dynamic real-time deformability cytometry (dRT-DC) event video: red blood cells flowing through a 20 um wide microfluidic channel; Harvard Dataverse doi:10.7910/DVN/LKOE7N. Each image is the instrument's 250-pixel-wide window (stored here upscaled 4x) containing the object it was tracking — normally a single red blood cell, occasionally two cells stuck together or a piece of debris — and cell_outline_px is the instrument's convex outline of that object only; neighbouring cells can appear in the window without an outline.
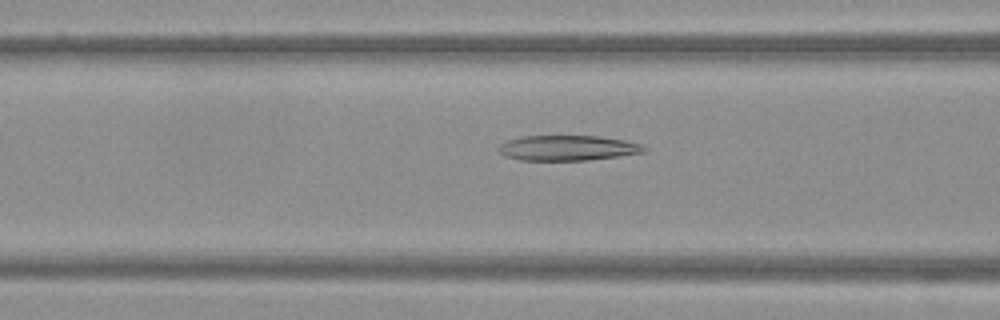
{"species": "Egyptian fruit bat (a non-hibernating species)", "species_latin": "Rousettus aegyptiacus", "temperature_condition": "warm", "stored_images_in_passage": 17, "camera_frame_rate_fps": 3000, "um_per_image_px": 0.085, "frame": {"image": 1, "passage_image": 15, "time_ms": 4.667, "image_size_px": [1000, 320], "cell_outline_px": [[648, 148], [644, 152], [588, 160], [520, 160], [504, 156], [496, 148], [500, 144], [508, 140], [524, 136], [596, 136], [624, 140], [640, 144]], "centroid_in_image_um": [48.21, 12.58], "position_along_channel_um": 118.4, "area_um2": 21.21}}